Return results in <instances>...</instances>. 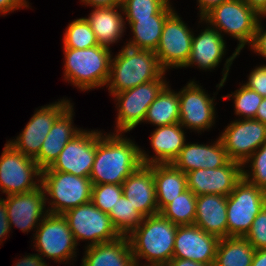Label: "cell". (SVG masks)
I'll return each instance as SVG.
<instances>
[{
  "instance_id": "5",
  "label": "cell",
  "mask_w": 266,
  "mask_h": 266,
  "mask_svg": "<svg viewBox=\"0 0 266 266\" xmlns=\"http://www.w3.org/2000/svg\"><path fill=\"white\" fill-rule=\"evenodd\" d=\"M64 79L82 91L106 86L112 58L110 48L96 45L86 49L63 48Z\"/></svg>"
},
{
  "instance_id": "44",
  "label": "cell",
  "mask_w": 266,
  "mask_h": 266,
  "mask_svg": "<svg viewBox=\"0 0 266 266\" xmlns=\"http://www.w3.org/2000/svg\"><path fill=\"white\" fill-rule=\"evenodd\" d=\"M39 254H30L25 255L24 258L19 259L14 266H47L48 264L45 263Z\"/></svg>"
},
{
  "instance_id": "29",
  "label": "cell",
  "mask_w": 266,
  "mask_h": 266,
  "mask_svg": "<svg viewBox=\"0 0 266 266\" xmlns=\"http://www.w3.org/2000/svg\"><path fill=\"white\" fill-rule=\"evenodd\" d=\"M156 201L159 212L187 190V176L172 164H153Z\"/></svg>"
},
{
  "instance_id": "7",
  "label": "cell",
  "mask_w": 266,
  "mask_h": 266,
  "mask_svg": "<svg viewBox=\"0 0 266 266\" xmlns=\"http://www.w3.org/2000/svg\"><path fill=\"white\" fill-rule=\"evenodd\" d=\"M266 206V191L242 178L227 196V237H245Z\"/></svg>"
},
{
  "instance_id": "4",
  "label": "cell",
  "mask_w": 266,
  "mask_h": 266,
  "mask_svg": "<svg viewBox=\"0 0 266 266\" xmlns=\"http://www.w3.org/2000/svg\"><path fill=\"white\" fill-rule=\"evenodd\" d=\"M166 71L154 51L135 49L125 45L110 62L106 88L113 96L143 83L160 78Z\"/></svg>"
},
{
  "instance_id": "18",
  "label": "cell",
  "mask_w": 266,
  "mask_h": 266,
  "mask_svg": "<svg viewBox=\"0 0 266 266\" xmlns=\"http://www.w3.org/2000/svg\"><path fill=\"white\" fill-rule=\"evenodd\" d=\"M219 241V237L206 233L195 224L178 225L173 258L189 259L213 266Z\"/></svg>"
},
{
  "instance_id": "11",
  "label": "cell",
  "mask_w": 266,
  "mask_h": 266,
  "mask_svg": "<svg viewBox=\"0 0 266 266\" xmlns=\"http://www.w3.org/2000/svg\"><path fill=\"white\" fill-rule=\"evenodd\" d=\"M67 219L74 240H90L87 247L114 241L120 237L108 213L102 212L91 201L67 210Z\"/></svg>"
},
{
  "instance_id": "9",
  "label": "cell",
  "mask_w": 266,
  "mask_h": 266,
  "mask_svg": "<svg viewBox=\"0 0 266 266\" xmlns=\"http://www.w3.org/2000/svg\"><path fill=\"white\" fill-rule=\"evenodd\" d=\"M41 171L34 158L6 142L0 157V191L12 195L36 190L41 186Z\"/></svg>"
},
{
  "instance_id": "13",
  "label": "cell",
  "mask_w": 266,
  "mask_h": 266,
  "mask_svg": "<svg viewBox=\"0 0 266 266\" xmlns=\"http://www.w3.org/2000/svg\"><path fill=\"white\" fill-rule=\"evenodd\" d=\"M219 138L230 160L243 165L266 142V124L239 118L228 124Z\"/></svg>"
},
{
  "instance_id": "2",
  "label": "cell",
  "mask_w": 266,
  "mask_h": 266,
  "mask_svg": "<svg viewBox=\"0 0 266 266\" xmlns=\"http://www.w3.org/2000/svg\"><path fill=\"white\" fill-rule=\"evenodd\" d=\"M260 15L250 8L243 0H227L214 7L202 19L207 25L215 28L223 37L227 33L239 41L233 54L226 59L222 79L216 85L218 89L224 86L233 60L240 54L246 44H252ZM223 31V33H222Z\"/></svg>"
},
{
  "instance_id": "39",
  "label": "cell",
  "mask_w": 266,
  "mask_h": 266,
  "mask_svg": "<svg viewBox=\"0 0 266 266\" xmlns=\"http://www.w3.org/2000/svg\"><path fill=\"white\" fill-rule=\"evenodd\" d=\"M245 238L257 249L266 248V206L258 213Z\"/></svg>"
},
{
  "instance_id": "34",
  "label": "cell",
  "mask_w": 266,
  "mask_h": 266,
  "mask_svg": "<svg viewBox=\"0 0 266 266\" xmlns=\"http://www.w3.org/2000/svg\"><path fill=\"white\" fill-rule=\"evenodd\" d=\"M99 45L87 20L82 17L74 19L65 29L63 48L86 49Z\"/></svg>"
},
{
  "instance_id": "30",
  "label": "cell",
  "mask_w": 266,
  "mask_h": 266,
  "mask_svg": "<svg viewBox=\"0 0 266 266\" xmlns=\"http://www.w3.org/2000/svg\"><path fill=\"white\" fill-rule=\"evenodd\" d=\"M255 251L245 237L221 238L213 266H251Z\"/></svg>"
},
{
  "instance_id": "38",
  "label": "cell",
  "mask_w": 266,
  "mask_h": 266,
  "mask_svg": "<svg viewBox=\"0 0 266 266\" xmlns=\"http://www.w3.org/2000/svg\"><path fill=\"white\" fill-rule=\"evenodd\" d=\"M167 0H123L122 11L126 18H145L156 15Z\"/></svg>"
},
{
  "instance_id": "48",
  "label": "cell",
  "mask_w": 266,
  "mask_h": 266,
  "mask_svg": "<svg viewBox=\"0 0 266 266\" xmlns=\"http://www.w3.org/2000/svg\"><path fill=\"white\" fill-rule=\"evenodd\" d=\"M166 266H211L201 262L192 261L189 259L172 258Z\"/></svg>"
},
{
  "instance_id": "12",
  "label": "cell",
  "mask_w": 266,
  "mask_h": 266,
  "mask_svg": "<svg viewBox=\"0 0 266 266\" xmlns=\"http://www.w3.org/2000/svg\"><path fill=\"white\" fill-rule=\"evenodd\" d=\"M193 31L174 11L165 21L160 42L155 50L161 67H184L191 55Z\"/></svg>"
},
{
  "instance_id": "8",
  "label": "cell",
  "mask_w": 266,
  "mask_h": 266,
  "mask_svg": "<svg viewBox=\"0 0 266 266\" xmlns=\"http://www.w3.org/2000/svg\"><path fill=\"white\" fill-rule=\"evenodd\" d=\"M164 76L113 95L118 109L114 133L130 132L144 121L148 107L169 83Z\"/></svg>"
},
{
  "instance_id": "40",
  "label": "cell",
  "mask_w": 266,
  "mask_h": 266,
  "mask_svg": "<svg viewBox=\"0 0 266 266\" xmlns=\"http://www.w3.org/2000/svg\"><path fill=\"white\" fill-rule=\"evenodd\" d=\"M247 88L256 91L263 98L266 97V65L256 66L251 70L247 83L243 84Z\"/></svg>"
},
{
  "instance_id": "27",
  "label": "cell",
  "mask_w": 266,
  "mask_h": 266,
  "mask_svg": "<svg viewBox=\"0 0 266 266\" xmlns=\"http://www.w3.org/2000/svg\"><path fill=\"white\" fill-rule=\"evenodd\" d=\"M81 266H136L128 236L85 247Z\"/></svg>"
},
{
  "instance_id": "19",
  "label": "cell",
  "mask_w": 266,
  "mask_h": 266,
  "mask_svg": "<svg viewBox=\"0 0 266 266\" xmlns=\"http://www.w3.org/2000/svg\"><path fill=\"white\" fill-rule=\"evenodd\" d=\"M45 199L46 195L42 186L29 192L7 195L4 200L10 228L14 225L22 232L37 229L42 219L48 214Z\"/></svg>"
},
{
  "instance_id": "32",
  "label": "cell",
  "mask_w": 266,
  "mask_h": 266,
  "mask_svg": "<svg viewBox=\"0 0 266 266\" xmlns=\"http://www.w3.org/2000/svg\"><path fill=\"white\" fill-rule=\"evenodd\" d=\"M197 196L189 189L167 204L159 213L176 225H193Z\"/></svg>"
},
{
  "instance_id": "49",
  "label": "cell",
  "mask_w": 266,
  "mask_h": 266,
  "mask_svg": "<svg viewBox=\"0 0 266 266\" xmlns=\"http://www.w3.org/2000/svg\"><path fill=\"white\" fill-rule=\"evenodd\" d=\"M251 266H266V248L255 251Z\"/></svg>"
},
{
  "instance_id": "24",
  "label": "cell",
  "mask_w": 266,
  "mask_h": 266,
  "mask_svg": "<svg viewBox=\"0 0 266 266\" xmlns=\"http://www.w3.org/2000/svg\"><path fill=\"white\" fill-rule=\"evenodd\" d=\"M224 37L213 27H205L204 31L192 39L191 55L184 66L187 68L196 65L202 70H215L226 53V41Z\"/></svg>"
},
{
  "instance_id": "46",
  "label": "cell",
  "mask_w": 266,
  "mask_h": 266,
  "mask_svg": "<svg viewBox=\"0 0 266 266\" xmlns=\"http://www.w3.org/2000/svg\"><path fill=\"white\" fill-rule=\"evenodd\" d=\"M123 0H81L93 8L121 6Z\"/></svg>"
},
{
  "instance_id": "21",
  "label": "cell",
  "mask_w": 266,
  "mask_h": 266,
  "mask_svg": "<svg viewBox=\"0 0 266 266\" xmlns=\"http://www.w3.org/2000/svg\"><path fill=\"white\" fill-rule=\"evenodd\" d=\"M229 161L227 151L218 137L211 145L185 143L172 165L186 174L197 169H216Z\"/></svg>"
},
{
  "instance_id": "35",
  "label": "cell",
  "mask_w": 266,
  "mask_h": 266,
  "mask_svg": "<svg viewBox=\"0 0 266 266\" xmlns=\"http://www.w3.org/2000/svg\"><path fill=\"white\" fill-rule=\"evenodd\" d=\"M234 97L235 114L243 119H255L258 107L263 97L256 91L242 85L233 94L222 96V98Z\"/></svg>"
},
{
  "instance_id": "16",
  "label": "cell",
  "mask_w": 266,
  "mask_h": 266,
  "mask_svg": "<svg viewBox=\"0 0 266 266\" xmlns=\"http://www.w3.org/2000/svg\"><path fill=\"white\" fill-rule=\"evenodd\" d=\"M179 123L184 128L193 129L198 133L210 129L215 123L214 98L202 89V86L190 81L178 92Z\"/></svg>"
},
{
  "instance_id": "3",
  "label": "cell",
  "mask_w": 266,
  "mask_h": 266,
  "mask_svg": "<svg viewBox=\"0 0 266 266\" xmlns=\"http://www.w3.org/2000/svg\"><path fill=\"white\" fill-rule=\"evenodd\" d=\"M177 227L160 213L143 218L128 236L136 266L139 258L147 260L144 266H166L173 258Z\"/></svg>"
},
{
  "instance_id": "43",
  "label": "cell",
  "mask_w": 266,
  "mask_h": 266,
  "mask_svg": "<svg viewBox=\"0 0 266 266\" xmlns=\"http://www.w3.org/2000/svg\"><path fill=\"white\" fill-rule=\"evenodd\" d=\"M29 7V3L26 0H0V15L10 13L20 8Z\"/></svg>"
},
{
  "instance_id": "23",
  "label": "cell",
  "mask_w": 266,
  "mask_h": 266,
  "mask_svg": "<svg viewBox=\"0 0 266 266\" xmlns=\"http://www.w3.org/2000/svg\"><path fill=\"white\" fill-rule=\"evenodd\" d=\"M183 129L180 123L156 127L150 136V143L156 155L151 157L141 149L142 164H172L186 142Z\"/></svg>"
},
{
  "instance_id": "10",
  "label": "cell",
  "mask_w": 266,
  "mask_h": 266,
  "mask_svg": "<svg viewBox=\"0 0 266 266\" xmlns=\"http://www.w3.org/2000/svg\"><path fill=\"white\" fill-rule=\"evenodd\" d=\"M35 231L34 247L41 257L68 263L77 255V243L63 214L48 213Z\"/></svg>"
},
{
  "instance_id": "33",
  "label": "cell",
  "mask_w": 266,
  "mask_h": 266,
  "mask_svg": "<svg viewBox=\"0 0 266 266\" xmlns=\"http://www.w3.org/2000/svg\"><path fill=\"white\" fill-rule=\"evenodd\" d=\"M108 215L120 236H129L142 223L144 218L123 194Z\"/></svg>"
},
{
  "instance_id": "37",
  "label": "cell",
  "mask_w": 266,
  "mask_h": 266,
  "mask_svg": "<svg viewBox=\"0 0 266 266\" xmlns=\"http://www.w3.org/2000/svg\"><path fill=\"white\" fill-rule=\"evenodd\" d=\"M122 185L99 184L92 185L91 202L102 212L109 213L117 200L122 196Z\"/></svg>"
},
{
  "instance_id": "25",
  "label": "cell",
  "mask_w": 266,
  "mask_h": 266,
  "mask_svg": "<svg viewBox=\"0 0 266 266\" xmlns=\"http://www.w3.org/2000/svg\"><path fill=\"white\" fill-rule=\"evenodd\" d=\"M195 225L206 233L227 237V197L223 195H198Z\"/></svg>"
},
{
  "instance_id": "22",
  "label": "cell",
  "mask_w": 266,
  "mask_h": 266,
  "mask_svg": "<svg viewBox=\"0 0 266 266\" xmlns=\"http://www.w3.org/2000/svg\"><path fill=\"white\" fill-rule=\"evenodd\" d=\"M73 105L71 104L54 122L42 144L39 154L34 158L41 170L49 168L66 144L83 129L73 126Z\"/></svg>"
},
{
  "instance_id": "41",
  "label": "cell",
  "mask_w": 266,
  "mask_h": 266,
  "mask_svg": "<svg viewBox=\"0 0 266 266\" xmlns=\"http://www.w3.org/2000/svg\"><path fill=\"white\" fill-rule=\"evenodd\" d=\"M261 21L262 19L260 18L256 27L254 40L250 45V48L252 51L254 50L255 53H258V55H261L266 59V30H264V26Z\"/></svg>"
},
{
  "instance_id": "17",
  "label": "cell",
  "mask_w": 266,
  "mask_h": 266,
  "mask_svg": "<svg viewBox=\"0 0 266 266\" xmlns=\"http://www.w3.org/2000/svg\"><path fill=\"white\" fill-rule=\"evenodd\" d=\"M243 165L230 160L216 169H197L186 173L187 189L196 196L205 194L228 196L243 178Z\"/></svg>"
},
{
  "instance_id": "26",
  "label": "cell",
  "mask_w": 266,
  "mask_h": 266,
  "mask_svg": "<svg viewBox=\"0 0 266 266\" xmlns=\"http://www.w3.org/2000/svg\"><path fill=\"white\" fill-rule=\"evenodd\" d=\"M168 2L156 15L145 18H125L133 37L126 44L135 49L154 51L160 42L166 19L175 11Z\"/></svg>"
},
{
  "instance_id": "36",
  "label": "cell",
  "mask_w": 266,
  "mask_h": 266,
  "mask_svg": "<svg viewBox=\"0 0 266 266\" xmlns=\"http://www.w3.org/2000/svg\"><path fill=\"white\" fill-rule=\"evenodd\" d=\"M247 164L251 171L245 170ZM242 173L244 179L266 191V142L245 161Z\"/></svg>"
},
{
  "instance_id": "50",
  "label": "cell",
  "mask_w": 266,
  "mask_h": 266,
  "mask_svg": "<svg viewBox=\"0 0 266 266\" xmlns=\"http://www.w3.org/2000/svg\"><path fill=\"white\" fill-rule=\"evenodd\" d=\"M255 120H258L262 122L263 124H266V97L263 98L262 102L260 103Z\"/></svg>"
},
{
  "instance_id": "15",
  "label": "cell",
  "mask_w": 266,
  "mask_h": 266,
  "mask_svg": "<svg viewBox=\"0 0 266 266\" xmlns=\"http://www.w3.org/2000/svg\"><path fill=\"white\" fill-rule=\"evenodd\" d=\"M73 103L67 99L41 106L16 139L7 141L20 153L35 158L56 119Z\"/></svg>"
},
{
  "instance_id": "6",
  "label": "cell",
  "mask_w": 266,
  "mask_h": 266,
  "mask_svg": "<svg viewBox=\"0 0 266 266\" xmlns=\"http://www.w3.org/2000/svg\"><path fill=\"white\" fill-rule=\"evenodd\" d=\"M41 186L47 195L45 200L51 206L47 207L50 214H64L91 201L92 182L89 177L60 171H41Z\"/></svg>"
},
{
  "instance_id": "20",
  "label": "cell",
  "mask_w": 266,
  "mask_h": 266,
  "mask_svg": "<svg viewBox=\"0 0 266 266\" xmlns=\"http://www.w3.org/2000/svg\"><path fill=\"white\" fill-rule=\"evenodd\" d=\"M123 195L144 218L159 213L153 165L142 164L122 184Z\"/></svg>"
},
{
  "instance_id": "45",
  "label": "cell",
  "mask_w": 266,
  "mask_h": 266,
  "mask_svg": "<svg viewBox=\"0 0 266 266\" xmlns=\"http://www.w3.org/2000/svg\"><path fill=\"white\" fill-rule=\"evenodd\" d=\"M227 0H197L200 12V19H202L209 11H211L214 7L224 3Z\"/></svg>"
},
{
  "instance_id": "14",
  "label": "cell",
  "mask_w": 266,
  "mask_h": 266,
  "mask_svg": "<svg viewBox=\"0 0 266 266\" xmlns=\"http://www.w3.org/2000/svg\"><path fill=\"white\" fill-rule=\"evenodd\" d=\"M98 141V130H82L66 144L54 163L42 171H60L80 177H89Z\"/></svg>"
},
{
  "instance_id": "47",
  "label": "cell",
  "mask_w": 266,
  "mask_h": 266,
  "mask_svg": "<svg viewBox=\"0 0 266 266\" xmlns=\"http://www.w3.org/2000/svg\"><path fill=\"white\" fill-rule=\"evenodd\" d=\"M250 8L254 9L261 18L266 17V0H243Z\"/></svg>"
},
{
  "instance_id": "31",
  "label": "cell",
  "mask_w": 266,
  "mask_h": 266,
  "mask_svg": "<svg viewBox=\"0 0 266 266\" xmlns=\"http://www.w3.org/2000/svg\"><path fill=\"white\" fill-rule=\"evenodd\" d=\"M179 118L178 92L171 90L167 84L148 107L143 122L160 127L179 123Z\"/></svg>"
},
{
  "instance_id": "42",
  "label": "cell",
  "mask_w": 266,
  "mask_h": 266,
  "mask_svg": "<svg viewBox=\"0 0 266 266\" xmlns=\"http://www.w3.org/2000/svg\"><path fill=\"white\" fill-rule=\"evenodd\" d=\"M11 231L7 207L4 198H0V244L3 243L2 240L6 239L8 233Z\"/></svg>"
},
{
  "instance_id": "1",
  "label": "cell",
  "mask_w": 266,
  "mask_h": 266,
  "mask_svg": "<svg viewBox=\"0 0 266 266\" xmlns=\"http://www.w3.org/2000/svg\"><path fill=\"white\" fill-rule=\"evenodd\" d=\"M123 133L104 134L99 131L96 155L90 173L92 185H122L141 165V148Z\"/></svg>"
},
{
  "instance_id": "28",
  "label": "cell",
  "mask_w": 266,
  "mask_h": 266,
  "mask_svg": "<svg viewBox=\"0 0 266 266\" xmlns=\"http://www.w3.org/2000/svg\"><path fill=\"white\" fill-rule=\"evenodd\" d=\"M122 15L121 6L100 7L94 8L90 15L84 18L95 33L98 44L110 48L111 44L118 43L125 32L126 23Z\"/></svg>"
}]
</instances>
